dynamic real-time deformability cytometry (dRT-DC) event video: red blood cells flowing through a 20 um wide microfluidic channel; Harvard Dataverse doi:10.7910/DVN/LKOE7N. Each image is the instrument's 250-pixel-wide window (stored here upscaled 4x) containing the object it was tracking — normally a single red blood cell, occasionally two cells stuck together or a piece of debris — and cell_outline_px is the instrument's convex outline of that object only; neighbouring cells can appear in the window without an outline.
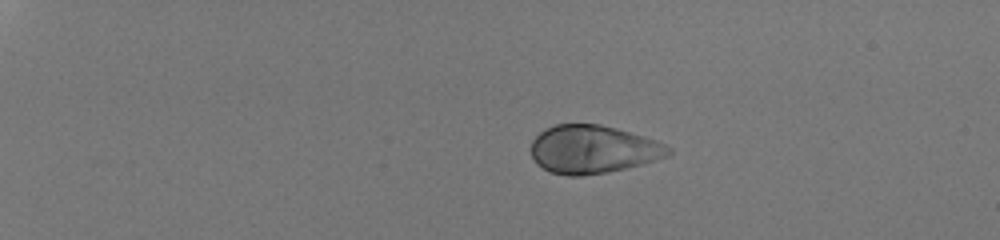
{"species": "human", "species_latin": "Homo sapiens", "temperature_condition": "room temperature", "stored_images_in_passage": 41, "camera_frame_rate_fps": 3000, "um_per_image_px": 0.085, "donor": {"sex": "male"}, "frame": {"image": 1, "passage_image": 1, "time_ms": 0.0, "image_size_px": [1000, 240], "cell_outline_px": [[672, 152], [668, 156], [640, 164], [624, 168], [604, 172], [580, 176], [568, 176], [552, 172], [536, 164], [532, 156], [532, 140], [544, 128], [556, 124], [600, 124], [616, 128], [644, 136], [656, 140], [672, 148]], "centroid_in_image_um": [50.39, 12.68], "position_along_channel_um": 34.6, "area_um2": 38.32}}
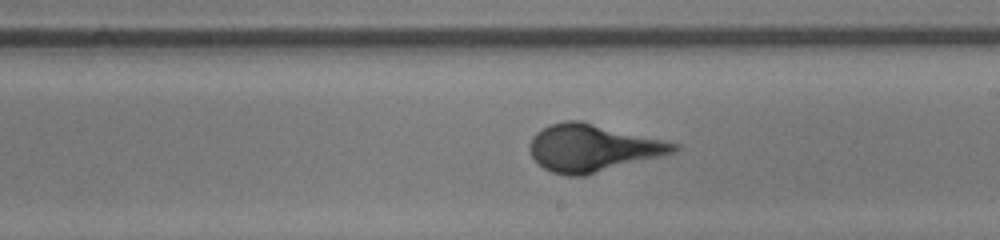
{"frame": {"image": 2, "passage_image": 24, "time_ms": 7.667, "image_size_px": [1000, 240], "cell_outline_px": [[680, 148], [676, 152], [584, 176], [568, 176], [552, 172], [544, 168], [532, 156], [532, 136], [536, 132], [552, 124], [564, 120], [580, 120], [664, 140], [680, 144]], "centroid_in_image_um": [50.41, 12.57], "position_along_channel_um": 238.6, "area_um2": 39.25}}
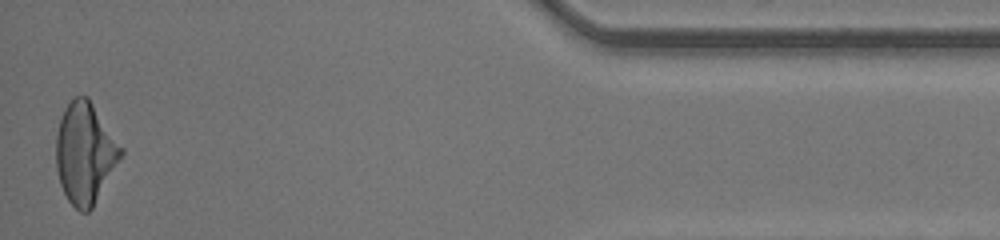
{"frame": {"image": 3, "passage_image": 41, "time_ms": 13.333, "image_size_px": [1000, 240], "cell_outline_px": [[124, 152], [92, 208], [88, 212], [80, 212], [68, 200], [60, 184], [56, 168], [56, 136], [60, 120], [64, 108], [76, 96], [88, 96], [124, 148]], "centroid_in_image_um": [7.23, 13.0], "position_along_channel_um": 428.0, "area_um2": 38.09}}